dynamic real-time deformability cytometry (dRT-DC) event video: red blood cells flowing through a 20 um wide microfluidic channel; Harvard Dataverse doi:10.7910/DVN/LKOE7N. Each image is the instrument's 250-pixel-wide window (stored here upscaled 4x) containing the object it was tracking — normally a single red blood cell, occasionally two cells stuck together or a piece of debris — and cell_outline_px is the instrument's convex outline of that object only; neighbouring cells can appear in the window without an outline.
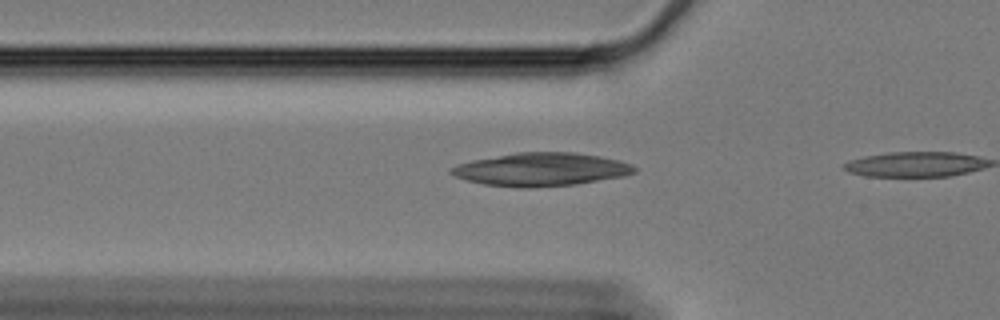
{"species": "Egyptian fruit bat (a non-hibernating species)", "species_latin": "Rousettus aegyptiacus", "temperature_condition": "cold", "stored_images_in_passage": 10, "camera_frame_rate_fps": 3000, "um_per_image_px": 0.085, "animal": {"sex": "female"}, "frame": {"image": 1, "passage_image": 9, "time_ms": 2.667, "image_size_px": [1000, 320], "cell_outline_px": [[636, 172], [624, 176], [576, 184], [528, 188], [524, 188], [484, 184], [468, 180], [456, 176], [448, 172], [448, 168], [456, 164], [472, 160], [516, 152], [572, 152], [600, 156], [620, 160], [632, 164], [636, 168]], "centroid_in_image_um": [45.99, 14.39], "position_along_channel_um": 79.8, "area_um2": 35.49}}